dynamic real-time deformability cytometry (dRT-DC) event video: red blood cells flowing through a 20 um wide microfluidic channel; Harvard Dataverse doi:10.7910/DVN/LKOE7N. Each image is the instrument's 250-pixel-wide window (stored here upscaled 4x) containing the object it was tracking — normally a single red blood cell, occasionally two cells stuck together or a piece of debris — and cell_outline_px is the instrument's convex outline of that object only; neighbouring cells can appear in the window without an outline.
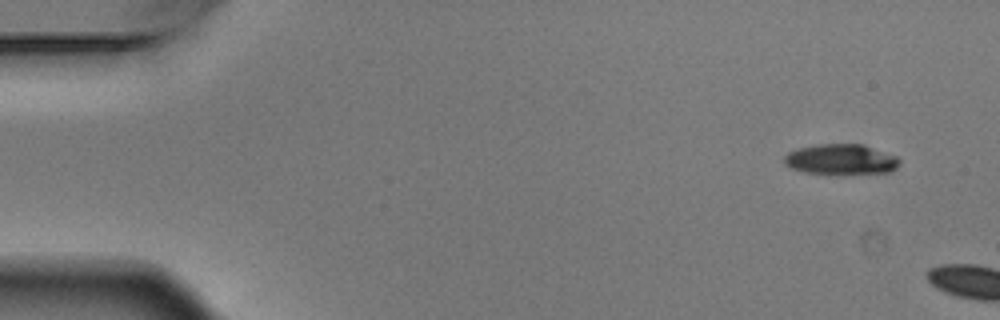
{"species": "Egyptian fruit bat (a non-hibernating species)", "species_latin": "Rousettus aegyptiacus", "temperature_condition": "warm", "stored_images_in_passage": 3, "camera_frame_rate_fps": 3000, "um_per_image_px": 0.085, "animal": {"sex": "male"}, "frame": {"image": 1, "passage_image": 1, "time_ms": 0.0, "image_size_px": [1000, 320], "cell_outline_px": [[900, 164], [896, 168], [888, 172], [804, 172], [792, 168], [784, 164], [784, 156], [788, 152], [800, 148], [816, 144], [864, 144], [896, 156], [900, 160]], "centroid_in_image_um": [71.48, 13.51], "position_along_channel_um": 13.5, "area_um2": 19.83}}